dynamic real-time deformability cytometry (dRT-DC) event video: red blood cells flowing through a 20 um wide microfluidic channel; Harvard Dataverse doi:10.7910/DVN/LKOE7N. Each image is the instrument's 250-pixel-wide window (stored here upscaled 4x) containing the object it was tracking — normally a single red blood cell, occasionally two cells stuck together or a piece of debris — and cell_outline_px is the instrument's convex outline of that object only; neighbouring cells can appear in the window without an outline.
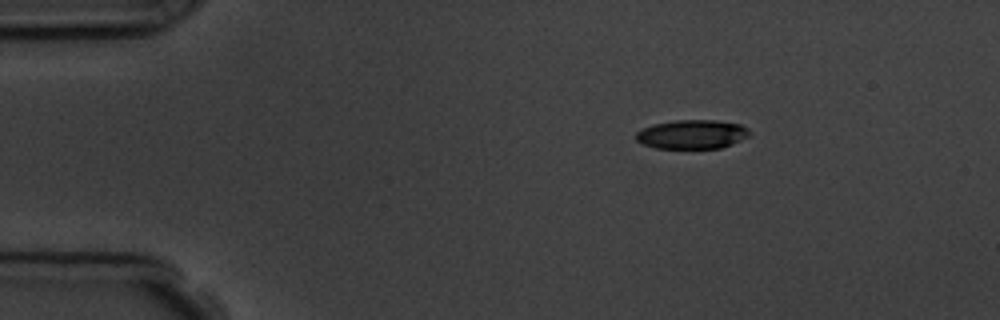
{"species": "common noctule bat (a hibernating species)", "species_latin": "Nyctalus noctula", "temperature_condition": "room temperature", "stored_images_in_passage": 3, "segment_of_instrument_passage": [1, 2], "camera_frame_rate_fps": 3000, "um_per_image_px": 0.085, "animal": {"sex": "male", "body_mass_g": 19.5, "forearm_length_mm": 54.6}, "frame": {"image": 1, "passage_image": 1, "time_ms": 0.0, "image_size_px": [1000, 320], "cell_outline_px": [[752, 132], [748, 136], [732, 144], [720, 148], [656, 148], [644, 144], [636, 140], [636, 132], [644, 128], [656, 124], [676, 120], [716, 120], [740, 124], [748, 128]], "centroid_in_image_um": [58.86, 11.41], "position_along_channel_um": 26.1, "area_um2": 19.07}}